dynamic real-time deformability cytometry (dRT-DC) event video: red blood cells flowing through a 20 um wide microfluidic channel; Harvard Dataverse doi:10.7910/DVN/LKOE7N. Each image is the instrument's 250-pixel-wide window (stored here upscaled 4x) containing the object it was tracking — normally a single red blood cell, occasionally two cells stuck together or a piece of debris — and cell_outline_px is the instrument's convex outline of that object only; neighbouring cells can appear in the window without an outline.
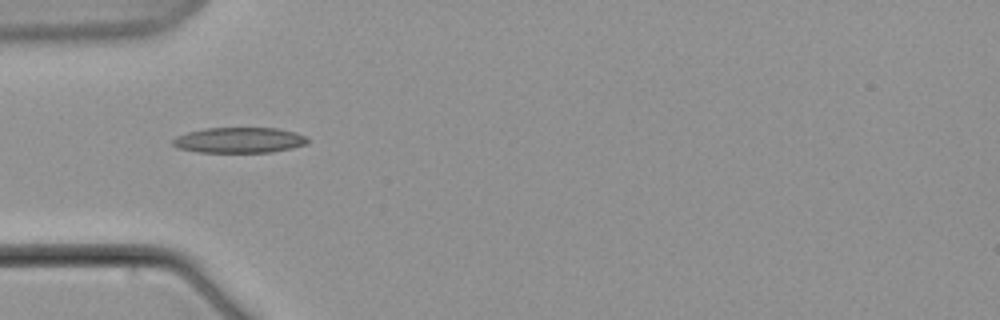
{"species": "common noctule bat (a hibernating species)", "species_latin": "Nyctalus noctula", "temperature_condition": "warm", "stored_images_in_passage": 4, "camera_frame_rate_fps": 3000, "um_per_image_px": 0.085, "animal": {"sex": "male", "body_mass_g": 21.5, "forearm_length_mm": 52.0}, "frame": {"image": 1, "passage_image": 1, "time_ms": 0.0, "image_size_px": [1000, 320], "cell_outline_px": [[308, 144], [292, 148], [272, 152], [200, 152], [176, 148], [172, 144], [172, 140], [176, 136], [188, 132], [204, 128], [276, 128], [296, 132], [304, 136], [308, 140]], "centroid_in_image_um": [20.32, 11.91], "position_along_channel_um": 64.7, "area_um2": 20.11}}
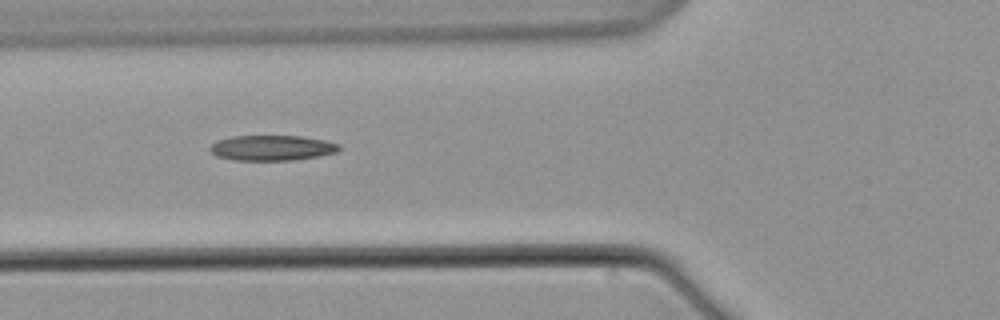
{"frame": {"image": 2, "passage_image": 2, "time_ms": 1.333, "image_size_px": [1000, 320], "cell_outline_px": [[340, 148], [336, 152], [316, 156], [292, 160], [236, 160], [216, 156], [208, 148], [216, 140], [232, 136], [300, 136], [324, 140], [340, 144]], "centroid_in_image_um": [23.08, 12.56], "position_along_channel_um": 102.7, "area_um2": 18.9}}
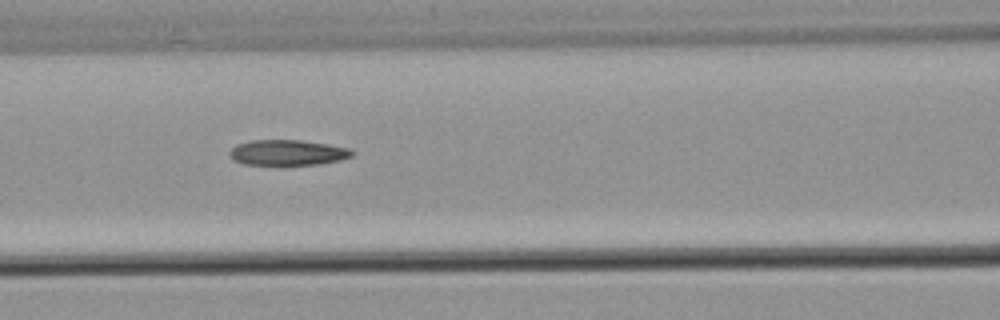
{"frame": {"image": 3, "passage_image": 3, "time_ms": 2.667, "image_size_px": [1000, 320], "cell_outline_px": [[352, 156], [340, 160], [320, 164], [284, 168], [276, 168], [244, 164], [232, 160], [228, 152], [236, 144], [252, 140], [300, 140], [328, 144], [348, 148], [352, 152]], "centroid_in_image_um": [24.37, 13.03], "position_along_channel_um": 142.2, "area_um2": 19.25}}